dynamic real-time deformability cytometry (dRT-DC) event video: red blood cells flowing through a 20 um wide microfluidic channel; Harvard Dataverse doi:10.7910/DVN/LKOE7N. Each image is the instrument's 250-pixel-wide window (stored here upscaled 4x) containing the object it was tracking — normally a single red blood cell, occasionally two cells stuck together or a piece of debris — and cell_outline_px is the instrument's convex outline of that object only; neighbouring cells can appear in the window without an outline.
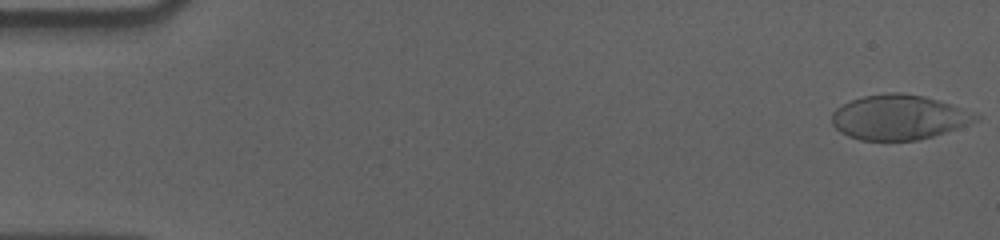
{"species": "human", "species_latin": "Homo sapiens", "temperature_condition": "cold", "stored_images_in_passage": 14, "camera_frame_rate_fps": 3000, "um_per_image_px": 0.085, "donor": {"sex": "male"}, "frame": {"image": 1, "passage_image": 1, "time_ms": 0.0, "image_size_px": [1000, 240], "cell_outline_px": [[980, 120], [932, 136], [916, 140], [860, 140], [848, 136], [840, 132], [832, 124], [832, 112], [836, 108], [852, 100], [864, 96], [892, 92], [900, 92], [924, 96], [952, 104], [980, 116]], "centroid_in_image_um": [76.38, 9.96], "position_along_channel_um": 8.6, "area_um2": 37.28}}